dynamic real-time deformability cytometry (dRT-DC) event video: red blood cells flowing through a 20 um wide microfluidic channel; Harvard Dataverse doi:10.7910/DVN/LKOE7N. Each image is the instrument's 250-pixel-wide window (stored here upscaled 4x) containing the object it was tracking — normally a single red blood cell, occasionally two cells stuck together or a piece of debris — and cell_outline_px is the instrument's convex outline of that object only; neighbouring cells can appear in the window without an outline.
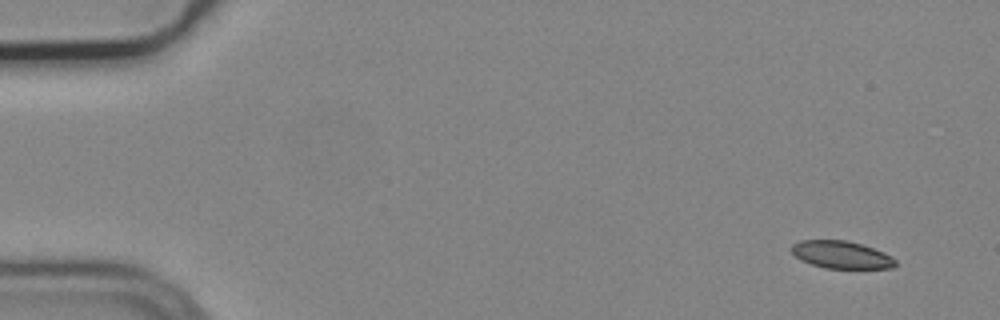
{"species": "common noctule bat (a hibernating species)", "species_latin": "Nyctalus noctula", "temperature_condition": "cold", "stored_images_in_passage": 6, "segment_of_instrument_passage": [2, 2], "camera_frame_rate_fps": 3000, "um_per_image_px": 0.085, "animal": {"sex": "male", "body_mass_g": 19.2, "forearm_length_mm": 51.8}, "frame": {"image": 1, "passage_image": 6, "time_ms": 1.667, "image_size_px": [1000, 320], "cell_outline_px": [[896, 264], [892, 268], [824, 268], [800, 260], [792, 252], [792, 244], [800, 240], [844, 240], [860, 244], [884, 252], [892, 256], [896, 260]], "centroid_in_image_um": [71.51, 21.65], "position_along_channel_um": 13.5, "area_um2": 16.53}}